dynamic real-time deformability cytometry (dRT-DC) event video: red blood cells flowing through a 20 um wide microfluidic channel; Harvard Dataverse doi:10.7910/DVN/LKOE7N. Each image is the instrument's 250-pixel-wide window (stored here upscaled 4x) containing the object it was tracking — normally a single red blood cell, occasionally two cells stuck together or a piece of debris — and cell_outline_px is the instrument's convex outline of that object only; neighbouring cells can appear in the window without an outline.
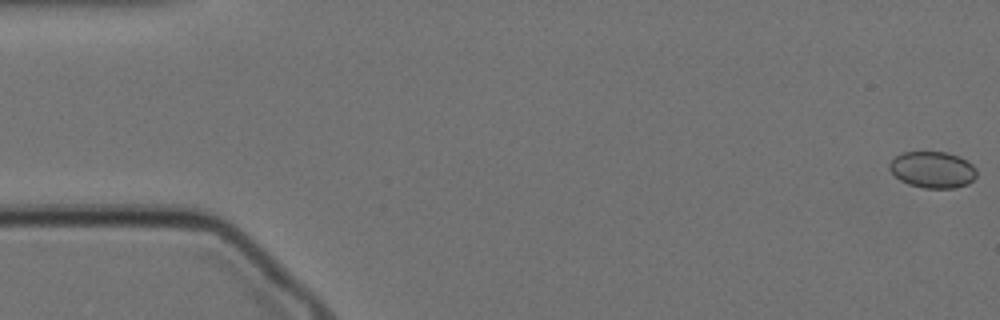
{"species": "Egyptian fruit bat (a non-hibernating species)", "species_latin": "Rousettus aegyptiacus", "temperature_condition": "cold", "stored_images_in_passage": 25, "camera_frame_rate_fps": 3000, "um_per_image_px": 0.085, "animal": {"sex": "female"}, "frame": {"image": 1, "passage_image": 1, "time_ms": 0.0, "image_size_px": [1000, 320], "cell_outline_px": [[976, 176], [968, 184], [956, 188], [924, 188], [908, 184], [900, 180], [888, 168], [888, 164], [900, 152], [948, 152], [960, 156], [968, 160], [976, 168]], "centroid_in_image_um": [79.29, 14.42], "position_along_channel_um": 5.7, "area_um2": 18.73}}
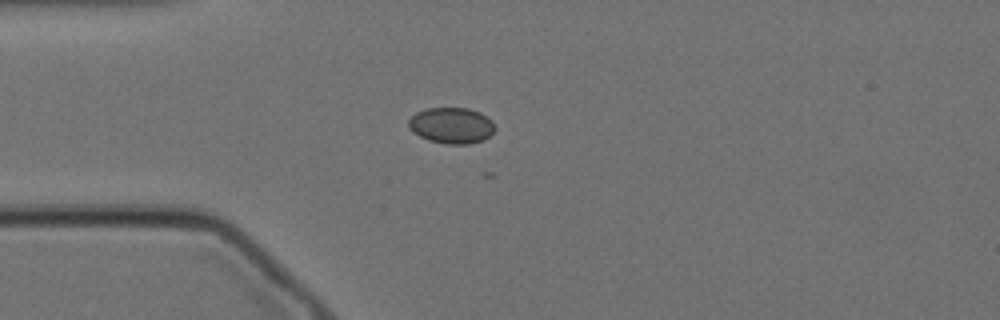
{"frame": {"image": 2, "passage_image": 15, "time_ms": 4.667, "image_size_px": [1000, 320], "cell_outline_px": [[496, 128], [484, 140], [468, 144], [448, 144], [428, 140], [412, 132], [408, 128], [408, 120], [416, 112], [428, 108], [468, 108], [480, 112], [492, 120]], "centroid_in_image_um": [38.37, 10.66], "position_along_channel_um": 46.6, "area_um2": 18.21}}
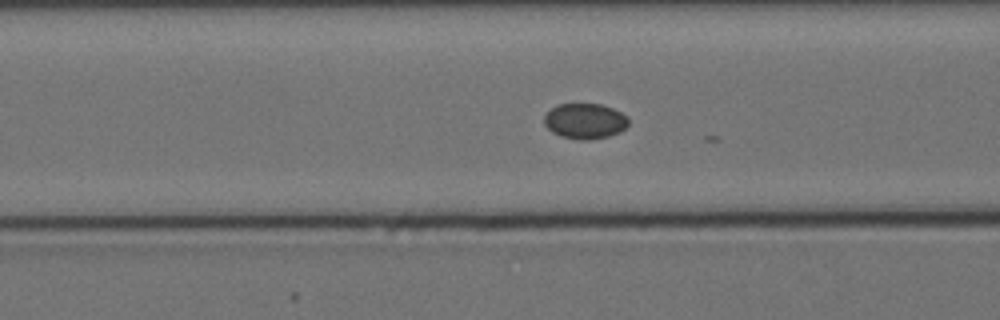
{"frame": {"image": 3, "passage_image": 22, "time_ms": 7.0, "image_size_px": [1000, 320], "cell_outline_px": [[628, 124], [620, 132], [608, 136], [588, 140], [580, 140], [560, 136], [552, 132], [544, 124], [544, 116], [552, 108], [560, 104], [600, 104], [612, 108], [628, 116]], "centroid_in_image_um": [49.72, 10.3], "position_along_channel_um": 116.9, "area_um2": 17.34}}